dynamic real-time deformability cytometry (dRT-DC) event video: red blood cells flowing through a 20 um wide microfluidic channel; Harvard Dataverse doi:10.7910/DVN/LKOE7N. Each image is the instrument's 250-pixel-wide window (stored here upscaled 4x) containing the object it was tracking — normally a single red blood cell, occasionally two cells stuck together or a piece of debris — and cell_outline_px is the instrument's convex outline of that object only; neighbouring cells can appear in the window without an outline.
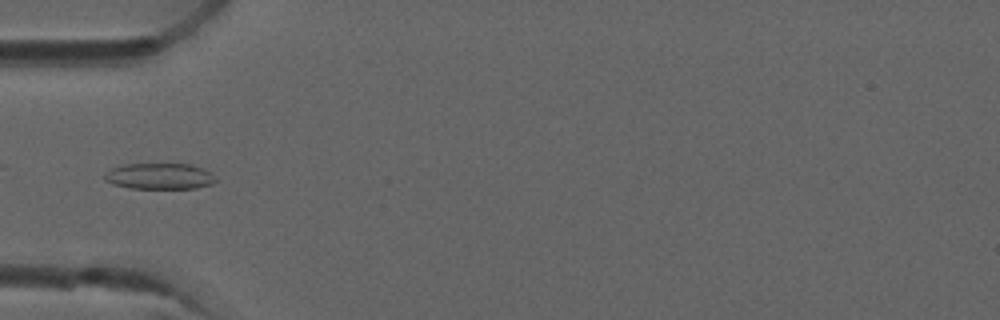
{"species": "common noctule bat (a hibernating species)", "species_latin": "Nyctalus noctula", "temperature_condition": "room temperature", "stored_images_in_passage": 5, "camera_frame_rate_fps": 3000, "um_per_image_px": 0.085, "animal": {"sex": "male", "forearm_length_mm": 52.5}, "frame": {"image": 1, "passage_image": 5, "time_ms": 1.333, "image_size_px": [1000, 320], "cell_outline_px": [[220, 180], [212, 184], [196, 188], [128, 188], [112, 184], [104, 180], [104, 176], [112, 168], [120, 164], [192, 164], [216, 176]], "centroid_in_image_um": [13.57, 14.98], "position_along_channel_um": 71.4, "area_um2": 16.94}}